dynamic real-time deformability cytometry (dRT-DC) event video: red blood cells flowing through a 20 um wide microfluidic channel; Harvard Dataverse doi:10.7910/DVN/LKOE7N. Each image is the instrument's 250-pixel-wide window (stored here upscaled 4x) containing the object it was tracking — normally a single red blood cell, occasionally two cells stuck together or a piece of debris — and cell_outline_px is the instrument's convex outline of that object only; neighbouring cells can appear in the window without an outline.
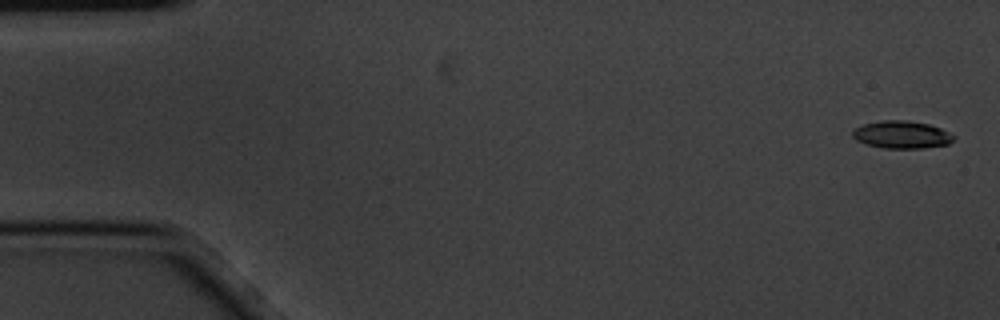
{"species": "common noctule bat (a hibernating species)", "species_latin": "Nyctalus noctula", "temperature_condition": "cold", "stored_images_in_passage": 6, "camera_frame_rate_fps": 3000, "um_per_image_px": 0.085, "animal": {"sex": "male", "body_mass_g": 20.1, "forearm_length_mm": 53.5}, "frame": {"image": 1, "passage_image": 1, "time_ms": 0.0, "image_size_px": [1000, 320], "cell_outline_px": [[956, 136], [948, 144], [920, 148], [884, 148], [868, 144], [856, 140], [852, 136], [852, 132], [856, 128], [864, 124], [884, 120], [904, 120], [928, 124], [940, 128]], "centroid_in_image_um": [76.64, 11.44], "position_along_channel_um": 8.4, "area_um2": 15.95}}
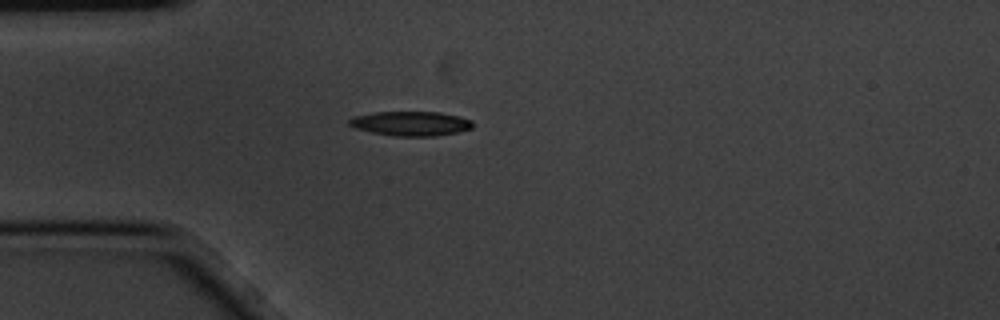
{"frame": {"image": 2, "passage_image": 5, "time_ms": 1.333, "image_size_px": [1000, 320], "cell_outline_px": [[472, 128], [456, 132], [436, 136], [392, 136], [372, 132], [356, 128], [348, 124], [348, 120], [352, 116], [376, 112], [440, 112], [460, 116], [472, 120]], "centroid_in_image_um": [34.91, 10.49], "position_along_channel_um": 50.1, "area_um2": 17.63}}